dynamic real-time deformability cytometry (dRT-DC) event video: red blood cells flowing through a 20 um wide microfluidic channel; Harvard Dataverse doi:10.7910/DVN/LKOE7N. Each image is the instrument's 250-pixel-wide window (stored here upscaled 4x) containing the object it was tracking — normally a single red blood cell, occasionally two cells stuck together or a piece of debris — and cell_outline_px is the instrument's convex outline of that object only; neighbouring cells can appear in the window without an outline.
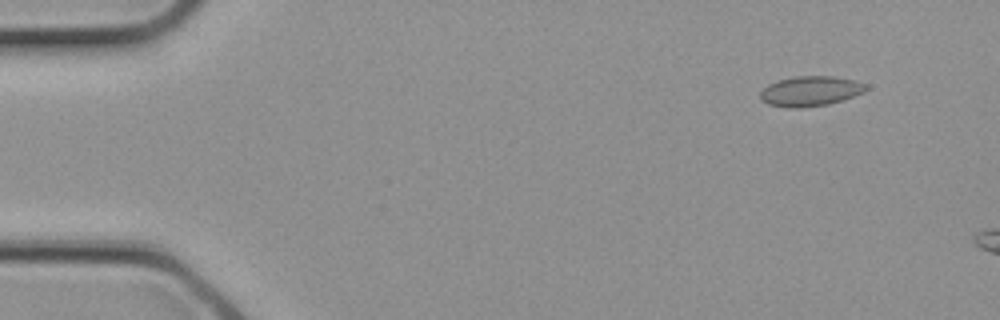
{"species": "common noctule bat (a hibernating species)", "species_latin": "Nyctalus noctula", "temperature_condition": "cold", "stored_images_in_passage": 3, "camera_frame_rate_fps": 3000, "um_per_image_px": 0.085, "animal": {"sex": "female", "body_mass_g": 21.9}, "frame": {"image": 1, "passage_image": 1, "time_ms": 0.0, "image_size_px": [1000, 320], "cell_outline_px": [[868, 88], [864, 92], [828, 104], [800, 108], [788, 108], [768, 104], [760, 100], [760, 92], [768, 84], [776, 80], [796, 76], [832, 76], [856, 80], [868, 84]], "centroid_in_image_um": [68.87, 7.74], "position_along_channel_um": 16.1, "area_um2": 18.61}}